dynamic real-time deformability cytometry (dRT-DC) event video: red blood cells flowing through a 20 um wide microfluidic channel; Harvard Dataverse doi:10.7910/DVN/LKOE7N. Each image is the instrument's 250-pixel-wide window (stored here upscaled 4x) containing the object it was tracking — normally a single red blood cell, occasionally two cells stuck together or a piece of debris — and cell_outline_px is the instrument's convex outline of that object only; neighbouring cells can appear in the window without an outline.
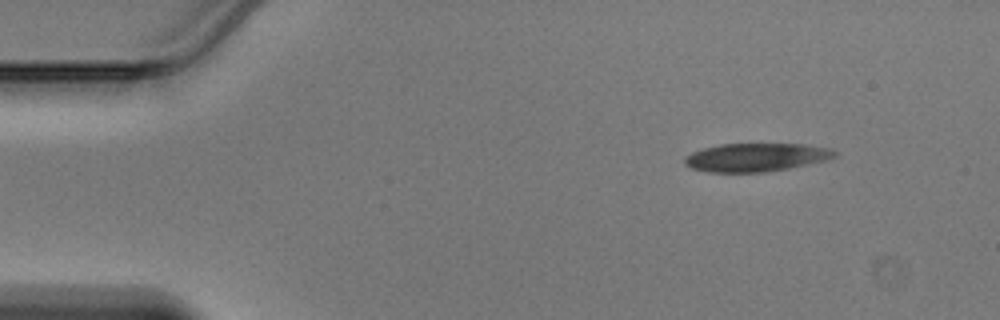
{"species": "Egyptian fruit bat (a non-hibernating species)", "species_latin": "Rousettus aegyptiacus", "temperature_condition": "warm", "stored_images_in_passage": 42, "camera_frame_rate_fps": 3000, "um_per_image_px": 0.085, "animal": {"sex": "male"}, "frame": {"image": 1, "passage_image": 1, "time_ms": 0.0, "image_size_px": [1000, 320], "cell_outline_px": [[836, 156], [824, 160], [788, 168], [768, 172], [708, 172], [692, 168], [684, 164], [684, 156], [692, 152], [704, 148], [720, 144], [804, 144], [832, 148], [836, 152]], "centroid_in_image_um": [64.24, 13.37], "position_along_channel_um": 20.8, "area_um2": 24.68}}
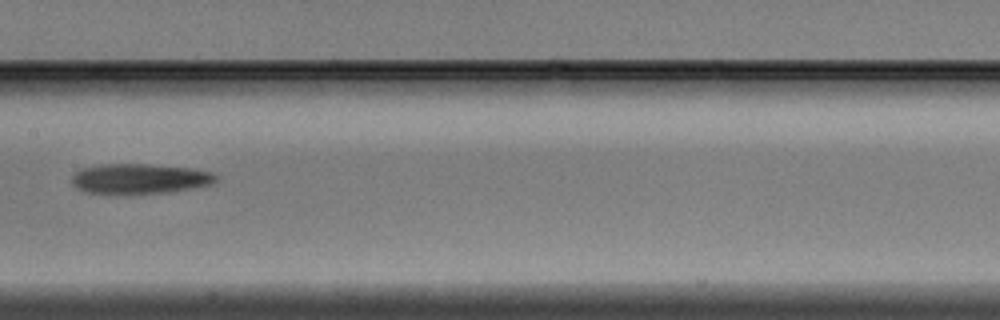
{"frame": {"image": 2, "passage_image": 19, "time_ms": 6.0, "image_size_px": [1000, 320], "cell_outline_px": [[220, 176], [212, 184], [196, 188], [168, 192], [128, 196], [84, 192], [76, 188], [72, 184], [72, 176], [80, 168], [100, 164], [148, 164], [188, 168], [212, 172]], "centroid_in_image_um": [11.84, 15.22], "position_along_channel_um": 195.6, "area_um2": 26.13}}
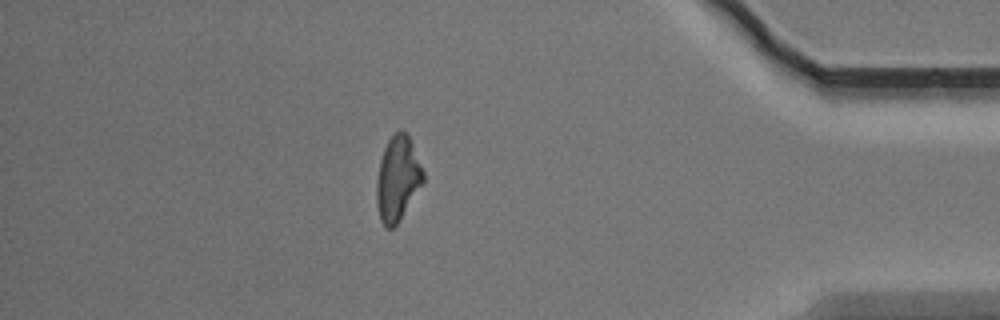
{"frame": {"image": 3, "passage_image": 36, "time_ms": 11.667, "image_size_px": [1000, 320], "cell_outline_px": [[424, 184], [396, 224], [392, 228], [384, 228], [380, 220], [376, 200], [376, 184], [380, 160], [384, 148], [388, 140], [396, 132], [408, 132], [424, 172]], "centroid_in_image_um": [33.81, 15.19], "position_along_channel_um": 401.4, "area_um2": 23.06}}